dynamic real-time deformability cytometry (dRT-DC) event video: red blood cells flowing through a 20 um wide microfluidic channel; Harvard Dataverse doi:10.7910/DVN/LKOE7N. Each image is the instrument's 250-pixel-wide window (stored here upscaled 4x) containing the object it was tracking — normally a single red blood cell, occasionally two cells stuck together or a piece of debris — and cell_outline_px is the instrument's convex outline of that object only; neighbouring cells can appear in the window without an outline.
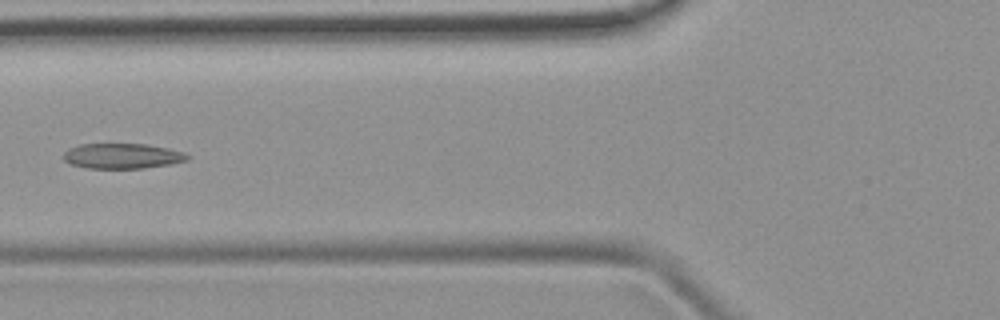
{"species": "common noctule bat (a hibernating species)", "species_latin": "Nyctalus noctula", "temperature_condition": "room temperature", "stored_images_in_passage": 4, "camera_frame_rate_fps": 3000, "um_per_image_px": 0.085, "animal": {"sex": "female", "body_mass_g": 19.9}, "frame": {"image": 1, "passage_image": 4, "time_ms": 4.333, "image_size_px": [1000, 320], "cell_outline_px": [[188, 160], [168, 164], [144, 168], [88, 168], [72, 164], [64, 160], [64, 152], [68, 148], [80, 144], [144, 144], [168, 148], [184, 152], [188, 156]], "centroid_in_image_um": [10.38, 13.25], "position_along_channel_um": 115.4, "area_um2": 18.03}}